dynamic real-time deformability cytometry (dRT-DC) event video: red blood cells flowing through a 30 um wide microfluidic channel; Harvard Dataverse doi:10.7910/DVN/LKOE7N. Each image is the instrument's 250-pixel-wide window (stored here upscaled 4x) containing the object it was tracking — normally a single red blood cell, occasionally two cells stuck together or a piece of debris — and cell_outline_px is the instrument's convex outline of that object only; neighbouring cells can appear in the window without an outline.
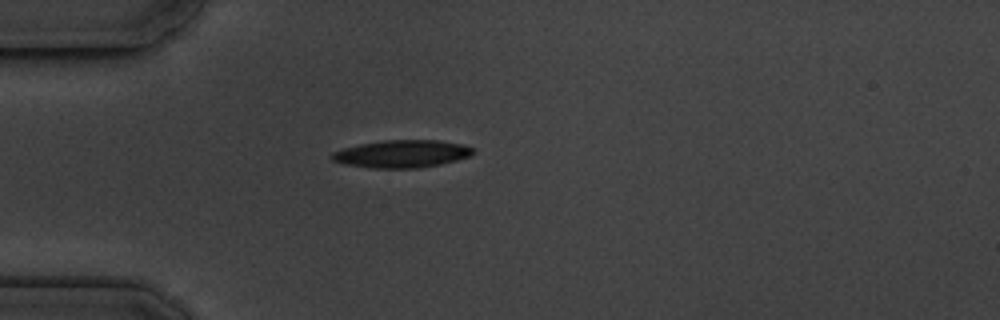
{"species": "common noctule bat (a hibernating species)", "species_latin": "Nyctalus noctula", "temperature_condition": "cold", "stored_images_in_passage": 1, "camera_frame_rate_fps": 3000, "um_per_image_px": 0.085, "animal": {"sex": "male", "body_mass_g": 19.5, "forearm_length_mm": 54.6}, "frame": {"image": 1, "passage_image": 1, "time_ms": 0.0, "image_size_px": [1000, 320], "cell_outline_px": [[476, 152], [472, 156], [440, 164], [416, 168], [372, 168], [344, 164], [332, 160], [328, 156], [332, 152], [344, 148], [360, 144], [384, 140], [440, 140], [464, 144], [476, 148]], "centroid_in_image_um": [34.2, 13.07], "position_along_channel_um": 50.8, "area_um2": 22.95}}